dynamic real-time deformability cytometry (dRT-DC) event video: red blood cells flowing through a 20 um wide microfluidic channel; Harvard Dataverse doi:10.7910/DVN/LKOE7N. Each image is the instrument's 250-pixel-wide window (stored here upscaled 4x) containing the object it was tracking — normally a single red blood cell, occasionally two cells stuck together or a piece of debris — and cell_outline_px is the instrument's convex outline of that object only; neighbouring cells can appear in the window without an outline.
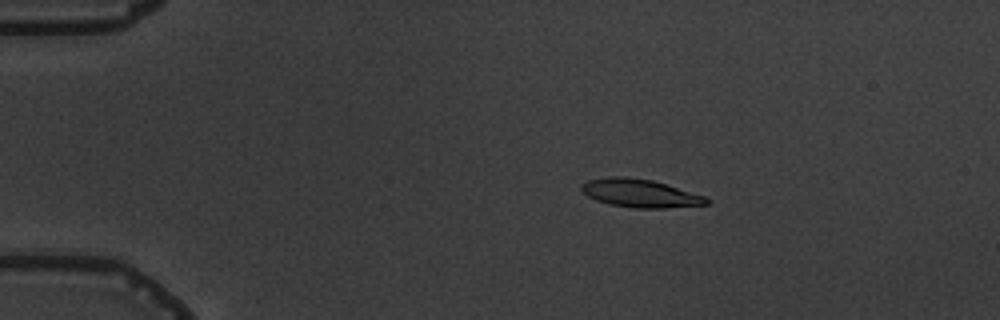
{"species": "common noctule bat (a hibernating species)", "species_latin": "Nyctalus noctula", "temperature_condition": "warm", "stored_images_in_passage": 4, "camera_frame_rate_fps": 3000, "um_per_image_px": 0.085, "animal": {"sex": "male", "body_mass_g": 19.5, "forearm_length_mm": 54.6}, "frame": {"image": 1, "passage_image": 2, "time_ms": 1.333, "image_size_px": [1000, 320], "cell_outline_px": [[712, 200], [708, 204], [664, 208], [632, 208], [608, 204], [596, 200], [588, 196], [580, 188], [580, 184], [588, 180], [608, 176], [624, 176], [652, 180], [704, 196]], "centroid_in_image_um": [54.37, 16.42], "position_along_channel_um": 30.6, "area_um2": 20.52}}